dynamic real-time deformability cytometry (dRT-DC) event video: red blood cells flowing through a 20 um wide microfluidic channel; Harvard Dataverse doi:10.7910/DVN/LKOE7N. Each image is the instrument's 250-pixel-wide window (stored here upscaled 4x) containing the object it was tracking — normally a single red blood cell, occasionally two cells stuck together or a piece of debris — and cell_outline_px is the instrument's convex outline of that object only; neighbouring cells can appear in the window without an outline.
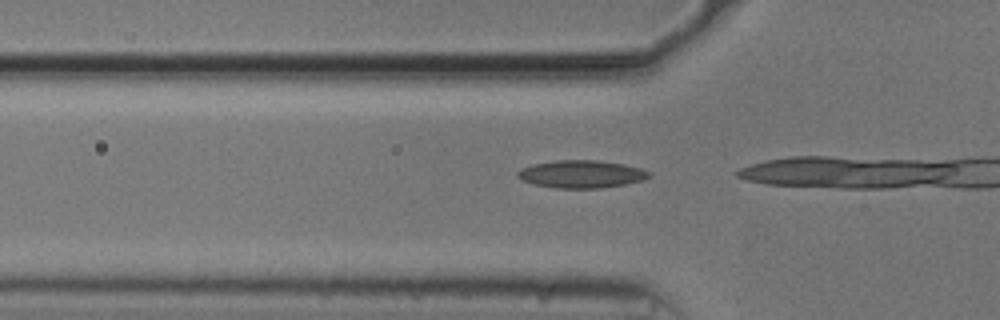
{"species": "common noctule bat (a hibernating species)", "species_latin": "Nyctalus noctula", "temperature_condition": "cold", "stored_images_in_passage": 4, "camera_frame_rate_fps": 3000, "um_per_image_px": 0.085, "animal": {"sex": "male", "body_mass_g": 20.5, "forearm_length_mm": 52.5}, "frame": {"image": 1, "passage_image": 2, "time_ms": 0.333, "image_size_px": [1000, 320], "cell_outline_px": [[652, 176], [640, 180], [624, 184], [600, 188], [556, 188], [536, 184], [524, 180], [516, 176], [516, 172], [520, 168], [532, 164], [556, 160], [596, 160], [624, 164], [640, 168], [652, 172]], "centroid_in_image_um": [49.41, 14.79], "position_along_channel_um": 76.4, "area_um2": 21.1}}